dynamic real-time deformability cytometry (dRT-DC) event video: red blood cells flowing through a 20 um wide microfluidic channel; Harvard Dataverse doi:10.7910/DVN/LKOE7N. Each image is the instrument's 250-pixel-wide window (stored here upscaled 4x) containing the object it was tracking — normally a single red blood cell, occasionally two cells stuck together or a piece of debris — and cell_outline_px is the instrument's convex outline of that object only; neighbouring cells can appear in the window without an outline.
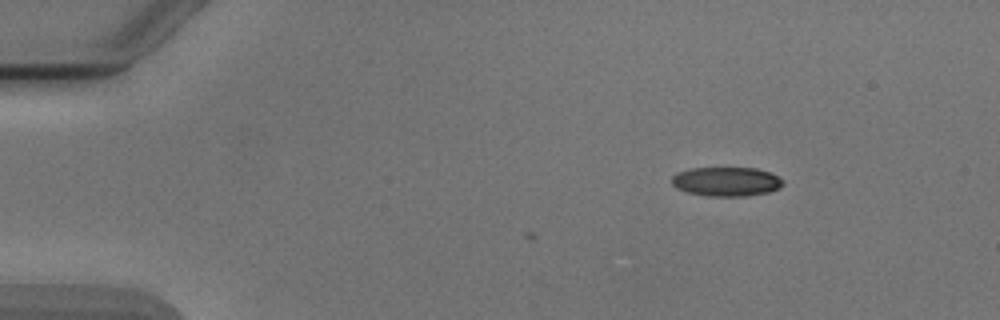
{"species": "Egyptian fruit bat (a non-hibernating species)", "species_latin": "Rousettus aegyptiacus", "temperature_condition": "cold", "stored_images_in_passage": 3, "camera_frame_rate_fps": 3000, "um_per_image_px": 0.085, "animal": {"sex": "male"}, "frame": {"image": 1, "passage_image": 3, "time_ms": 2.333, "image_size_px": [1000, 320], "cell_outline_px": [[784, 184], [780, 188], [768, 192], [744, 196], [704, 196], [688, 192], [676, 188], [672, 184], [672, 176], [676, 172], [688, 168], [756, 168], [768, 172], [784, 180]], "centroid_in_image_um": [61.71, 15.43], "position_along_channel_um": 23.3, "area_um2": 19.02}}